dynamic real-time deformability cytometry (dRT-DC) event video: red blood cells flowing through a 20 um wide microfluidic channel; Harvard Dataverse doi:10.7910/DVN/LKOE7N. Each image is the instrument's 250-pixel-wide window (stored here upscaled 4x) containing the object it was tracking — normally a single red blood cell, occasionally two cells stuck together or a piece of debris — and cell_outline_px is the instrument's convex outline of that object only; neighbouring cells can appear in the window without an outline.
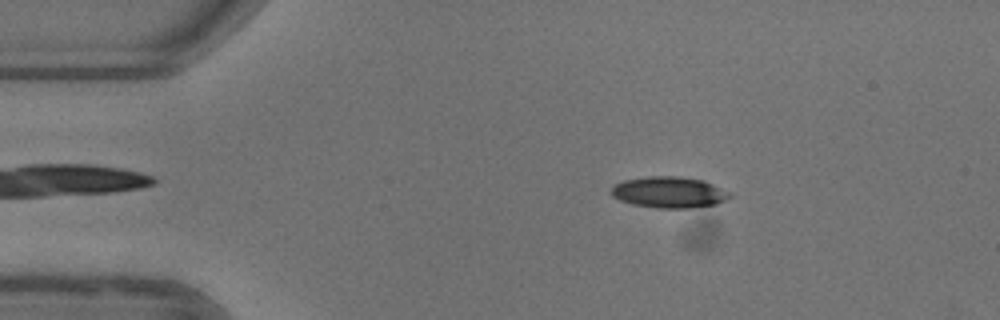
{"species": "common noctule bat (a hibernating species)", "species_latin": "Nyctalus noctula", "temperature_condition": "warm", "stored_images_in_passage": 47, "camera_frame_rate_fps": 3000, "um_per_image_px": 0.085, "animal": {"sex": "female"}, "frame": {"image": 1, "passage_image": 4, "time_ms": 1.0, "image_size_px": [1000, 320], "cell_outline_px": [[732, 196], [728, 200], [716, 204], [688, 208], [656, 208], [632, 204], [620, 200], [612, 196], [612, 188], [616, 184], [624, 180], [648, 176], [680, 176], [704, 180], [732, 192]], "centroid_in_image_um": [56.93, 16.34], "position_along_channel_um": 28.1, "area_um2": 21.73}}
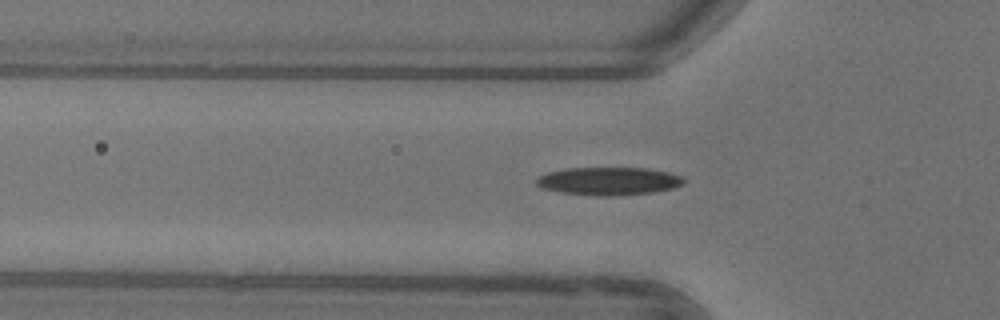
{"frame": {"image": 2, "passage_image": 12, "time_ms": 3.667, "image_size_px": [1000, 320], "cell_outline_px": [[684, 180], [680, 184], [672, 188], [652, 192], [616, 196], [592, 196], [560, 192], [540, 188], [536, 184], [536, 180], [540, 176], [548, 172], [568, 168], [648, 168], [668, 172], [680, 176]], "centroid_in_image_um": [51.68, 15.4], "position_along_channel_um": 74.1, "area_um2": 23.93}}
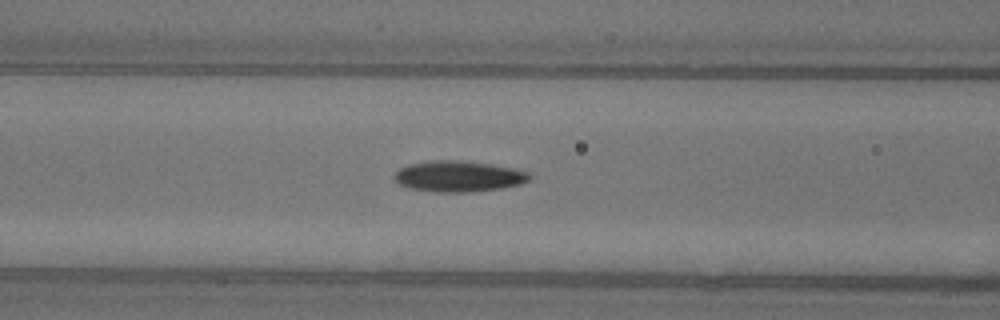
{"frame": {"image": 3, "passage_image": 16, "time_ms": 5.0, "image_size_px": [1000, 320], "cell_outline_px": [[532, 176], [528, 180], [520, 184], [500, 188], [468, 192], [436, 192], [412, 188], [400, 184], [392, 176], [400, 168], [408, 164], [432, 160], [456, 160], [492, 164], [512, 168], [528, 172]], "centroid_in_image_um": [38.97, 14.98], "position_along_channel_um": 127.6, "area_um2": 24.16}, "authors_computed_cell_mechanics": {"area_um2": 22.7154, "velocity_mm_per_s": 3.936, "shape_relaxation_time_tau1_ms": 4.3882, "shape_relaxation_time_tau2_ms": 3.2187, "deformation_change_tau1": 0.194, "deformation_change_tau2": 0.1076}}